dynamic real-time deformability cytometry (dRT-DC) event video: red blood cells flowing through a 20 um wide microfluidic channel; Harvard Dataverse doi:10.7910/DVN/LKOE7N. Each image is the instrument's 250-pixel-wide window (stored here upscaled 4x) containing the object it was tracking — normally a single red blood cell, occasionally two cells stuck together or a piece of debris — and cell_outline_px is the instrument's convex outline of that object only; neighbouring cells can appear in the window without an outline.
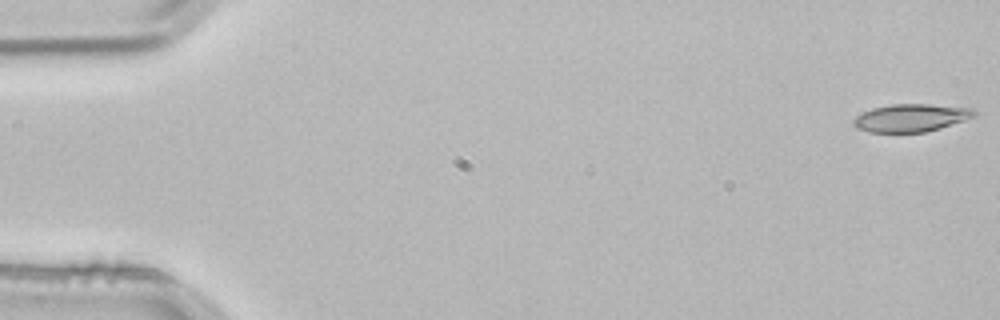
{"species": "common noctule bat (a hibernating species)", "species_latin": "Nyctalus noctula", "temperature_condition": "room temperature", "stored_images_in_passage": 4, "camera_frame_rate_fps": 3000, "um_per_image_px": 0.085, "animal": {"sex": "male", "body_mass_g": 21.5, "forearm_length_mm": 52.0}, "frame": {"image": 1, "passage_image": 1, "time_ms": 0.0, "image_size_px": [1000, 320], "cell_outline_px": [[976, 116], [940, 128], [924, 132], [868, 132], [856, 128], [852, 124], [852, 120], [856, 116], [872, 108], [892, 104], [928, 104], [972, 108], [976, 112]], "centroid_in_image_um": [77.41, 10.01], "position_along_channel_um": 7.6, "area_um2": 19.48}}
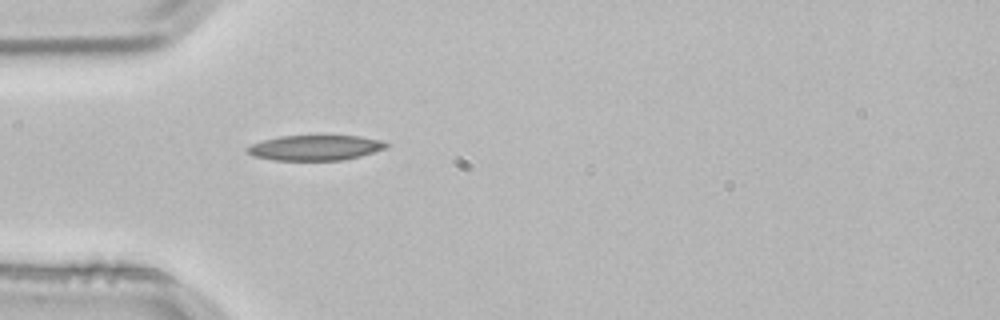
{"frame": {"image": 2, "passage_image": 4, "time_ms": 1.0, "image_size_px": [1000, 320], "cell_outline_px": [[388, 148], [360, 156], [344, 160], [272, 160], [252, 156], [244, 152], [244, 148], [252, 144], [264, 140], [280, 136], [360, 136], [380, 140], [388, 144]], "centroid_in_image_um": [26.75, 12.56], "position_along_channel_um": 58.2, "area_um2": 20.52}}